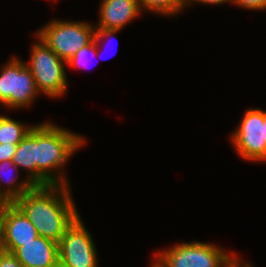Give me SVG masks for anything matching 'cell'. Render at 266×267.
I'll return each instance as SVG.
<instances>
[{
  "instance_id": "cell-1",
  "label": "cell",
  "mask_w": 266,
  "mask_h": 267,
  "mask_svg": "<svg viewBox=\"0 0 266 267\" xmlns=\"http://www.w3.org/2000/svg\"><path fill=\"white\" fill-rule=\"evenodd\" d=\"M69 185L34 186L13 203L35 226L38 235L59 242L80 216L71 199Z\"/></svg>"
},
{
  "instance_id": "cell-2",
  "label": "cell",
  "mask_w": 266,
  "mask_h": 267,
  "mask_svg": "<svg viewBox=\"0 0 266 267\" xmlns=\"http://www.w3.org/2000/svg\"><path fill=\"white\" fill-rule=\"evenodd\" d=\"M84 144V138L52 123L36 125V186L69 185L59 172L55 178L51 171L63 167L72 153ZM61 177V178H60Z\"/></svg>"
},
{
  "instance_id": "cell-3",
  "label": "cell",
  "mask_w": 266,
  "mask_h": 267,
  "mask_svg": "<svg viewBox=\"0 0 266 267\" xmlns=\"http://www.w3.org/2000/svg\"><path fill=\"white\" fill-rule=\"evenodd\" d=\"M156 255L158 267H232L238 261L215 245L197 241L175 245Z\"/></svg>"
},
{
  "instance_id": "cell-4",
  "label": "cell",
  "mask_w": 266,
  "mask_h": 267,
  "mask_svg": "<svg viewBox=\"0 0 266 267\" xmlns=\"http://www.w3.org/2000/svg\"><path fill=\"white\" fill-rule=\"evenodd\" d=\"M38 39L40 43L33 45L31 61L27 67L33 75L38 92H43L51 98L62 96L68 86L65 65H63L66 61L61 59L39 37Z\"/></svg>"
},
{
  "instance_id": "cell-5",
  "label": "cell",
  "mask_w": 266,
  "mask_h": 267,
  "mask_svg": "<svg viewBox=\"0 0 266 267\" xmlns=\"http://www.w3.org/2000/svg\"><path fill=\"white\" fill-rule=\"evenodd\" d=\"M95 30L87 22L51 21L36 35L61 59L68 61L94 40Z\"/></svg>"
},
{
  "instance_id": "cell-6",
  "label": "cell",
  "mask_w": 266,
  "mask_h": 267,
  "mask_svg": "<svg viewBox=\"0 0 266 267\" xmlns=\"http://www.w3.org/2000/svg\"><path fill=\"white\" fill-rule=\"evenodd\" d=\"M0 73V103L11 108L29 106L38 89L26 63L13 58Z\"/></svg>"
},
{
  "instance_id": "cell-7",
  "label": "cell",
  "mask_w": 266,
  "mask_h": 267,
  "mask_svg": "<svg viewBox=\"0 0 266 267\" xmlns=\"http://www.w3.org/2000/svg\"><path fill=\"white\" fill-rule=\"evenodd\" d=\"M59 267H97L92 237L79 216L58 242Z\"/></svg>"
},
{
  "instance_id": "cell-8",
  "label": "cell",
  "mask_w": 266,
  "mask_h": 267,
  "mask_svg": "<svg viewBox=\"0 0 266 267\" xmlns=\"http://www.w3.org/2000/svg\"><path fill=\"white\" fill-rule=\"evenodd\" d=\"M265 116L266 111L247 110L239 128L232 134V143L242 158L259 162L266 161Z\"/></svg>"
},
{
  "instance_id": "cell-9",
  "label": "cell",
  "mask_w": 266,
  "mask_h": 267,
  "mask_svg": "<svg viewBox=\"0 0 266 267\" xmlns=\"http://www.w3.org/2000/svg\"><path fill=\"white\" fill-rule=\"evenodd\" d=\"M140 11L138 0H103L100 7V22L95 30L94 40L111 38L125 24L136 18Z\"/></svg>"
},
{
  "instance_id": "cell-10",
  "label": "cell",
  "mask_w": 266,
  "mask_h": 267,
  "mask_svg": "<svg viewBox=\"0 0 266 267\" xmlns=\"http://www.w3.org/2000/svg\"><path fill=\"white\" fill-rule=\"evenodd\" d=\"M0 223L7 252L13 253L18 247L39 236L35 226L14 203H7L0 210Z\"/></svg>"
},
{
  "instance_id": "cell-11",
  "label": "cell",
  "mask_w": 266,
  "mask_h": 267,
  "mask_svg": "<svg viewBox=\"0 0 266 267\" xmlns=\"http://www.w3.org/2000/svg\"><path fill=\"white\" fill-rule=\"evenodd\" d=\"M13 254L24 267L59 266L58 243L42 236L18 247Z\"/></svg>"
},
{
  "instance_id": "cell-12",
  "label": "cell",
  "mask_w": 266,
  "mask_h": 267,
  "mask_svg": "<svg viewBox=\"0 0 266 267\" xmlns=\"http://www.w3.org/2000/svg\"><path fill=\"white\" fill-rule=\"evenodd\" d=\"M36 125L30 129L27 135L18 143L13 157V163L17 167L28 170L29 181L36 186Z\"/></svg>"
},
{
  "instance_id": "cell-13",
  "label": "cell",
  "mask_w": 266,
  "mask_h": 267,
  "mask_svg": "<svg viewBox=\"0 0 266 267\" xmlns=\"http://www.w3.org/2000/svg\"><path fill=\"white\" fill-rule=\"evenodd\" d=\"M10 167L11 169L9 170L8 168ZM12 167H14L13 169L18 171V167L13 163V161L5 160L0 162V174L4 172V168L7 169L6 171L8 174L11 173ZM2 176L0 175V180L4 179L2 178ZM11 176L12 175L9 174V177L6 179V182L9 184V187L7 186L6 191H4L0 187V195L5 199L7 203H13L17 198L21 197L26 192H29L34 187V185L29 181V179H25L24 182L22 183L20 182L19 184L18 182L15 181L18 177L16 176L13 178Z\"/></svg>"
},
{
  "instance_id": "cell-14",
  "label": "cell",
  "mask_w": 266,
  "mask_h": 267,
  "mask_svg": "<svg viewBox=\"0 0 266 267\" xmlns=\"http://www.w3.org/2000/svg\"><path fill=\"white\" fill-rule=\"evenodd\" d=\"M31 128L32 126H24L12 118L0 115V144H18Z\"/></svg>"
},
{
  "instance_id": "cell-15",
  "label": "cell",
  "mask_w": 266,
  "mask_h": 267,
  "mask_svg": "<svg viewBox=\"0 0 266 267\" xmlns=\"http://www.w3.org/2000/svg\"><path fill=\"white\" fill-rule=\"evenodd\" d=\"M138 4L141 10L144 8L162 15H175L186 6L183 0H138Z\"/></svg>"
},
{
  "instance_id": "cell-16",
  "label": "cell",
  "mask_w": 266,
  "mask_h": 267,
  "mask_svg": "<svg viewBox=\"0 0 266 267\" xmlns=\"http://www.w3.org/2000/svg\"><path fill=\"white\" fill-rule=\"evenodd\" d=\"M98 41L93 40L91 43L87 44L86 46L82 47L80 50L76 52L74 56H72L66 64L75 67H81L82 65L86 64L88 60L89 54H96L99 56L98 53Z\"/></svg>"
},
{
  "instance_id": "cell-17",
  "label": "cell",
  "mask_w": 266,
  "mask_h": 267,
  "mask_svg": "<svg viewBox=\"0 0 266 267\" xmlns=\"http://www.w3.org/2000/svg\"><path fill=\"white\" fill-rule=\"evenodd\" d=\"M233 3L240 5L241 8H248L250 10H264L266 9V0H232Z\"/></svg>"
},
{
  "instance_id": "cell-18",
  "label": "cell",
  "mask_w": 266,
  "mask_h": 267,
  "mask_svg": "<svg viewBox=\"0 0 266 267\" xmlns=\"http://www.w3.org/2000/svg\"><path fill=\"white\" fill-rule=\"evenodd\" d=\"M18 144H12V143H2L0 144V162L8 160L12 161L14 154L17 150Z\"/></svg>"
},
{
  "instance_id": "cell-19",
  "label": "cell",
  "mask_w": 266,
  "mask_h": 267,
  "mask_svg": "<svg viewBox=\"0 0 266 267\" xmlns=\"http://www.w3.org/2000/svg\"><path fill=\"white\" fill-rule=\"evenodd\" d=\"M0 267H24L11 252H6L0 257Z\"/></svg>"
},
{
  "instance_id": "cell-20",
  "label": "cell",
  "mask_w": 266,
  "mask_h": 267,
  "mask_svg": "<svg viewBox=\"0 0 266 267\" xmlns=\"http://www.w3.org/2000/svg\"><path fill=\"white\" fill-rule=\"evenodd\" d=\"M6 252H7V249L5 246L4 231L0 223V257L3 256Z\"/></svg>"
},
{
  "instance_id": "cell-21",
  "label": "cell",
  "mask_w": 266,
  "mask_h": 267,
  "mask_svg": "<svg viewBox=\"0 0 266 267\" xmlns=\"http://www.w3.org/2000/svg\"><path fill=\"white\" fill-rule=\"evenodd\" d=\"M190 1L191 2H203V3H210V4H222V3H224V2H231L232 3V0H187L186 2H185V5H189V4H191L190 3Z\"/></svg>"
},
{
  "instance_id": "cell-22",
  "label": "cell",
  "mask_w": 266,
  "mask_h": 267,
  "mask_svg": "<svg viewBox=\"0 0 266 267\" xmlns=\"http://www.w3.org/2000/svg\"><path fill=\"white\" fill-rule=\"evenodd\" d=\"M232 267H251L249 264L240 265V261L238 260Z\"/></svg>"
},
{
  "instance_id": "cell-23",
  "label": "cell",
  "mask_w": 266,
  "mask_h": 267,
  "mask_svg": "<svg viewBox=\"0 0 266 267\" xmlns=\"http://www.w3.org/2000/svg\"><path fill=\"white\" fill-rule=\"evenodd\" d=\"M7 204L5 199L0 195V210Z\"/></svg>"
},
{
  "instance_id": "cell-24",
  "label": "cell",
  "mask_w": 266,
  "mask_h": 267,
  "mask_svg": "<svg viewBox=\"0 0 266 267\" xmlns=\"http://www.w3.org/2000/svg\"><path fill=\"white\" fill-rule=\"evenodd\" d=\"M264 140L266 142V116L264 118Z\"/></svg>"
}]
</instances>
